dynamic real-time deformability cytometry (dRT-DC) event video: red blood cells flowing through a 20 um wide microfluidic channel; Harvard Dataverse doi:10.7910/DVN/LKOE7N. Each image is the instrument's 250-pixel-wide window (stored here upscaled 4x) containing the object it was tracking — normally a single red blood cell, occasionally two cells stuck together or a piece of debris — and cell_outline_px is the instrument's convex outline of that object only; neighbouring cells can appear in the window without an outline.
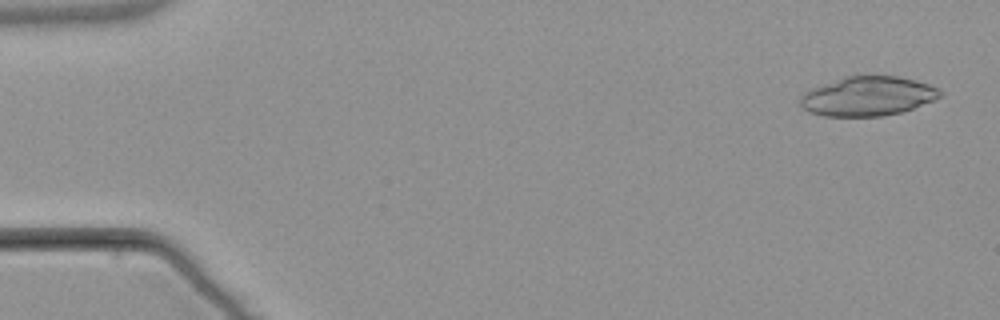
{"species": "common noctule bat (a hibernating species)", "species_latin": "Nyctalus noctula", "temperature_condition": "warm", "stored_images_in_passage": 3, "camera_frame_rate_fps": 3000, "um_per_image_px": 0.085, "animal": {"sex": "male", "body_mass_g": 21.5, "forearm_length_mm": 52.0}, "frame": {"image": 1, "passage_image": 1, "time_ms": 0.0, "image_size_px": [1000, 320], "cell_outline_px": [[944, 96], [912, 108], [900, 112], [884, 116], [824, 116], [808, 112], [800, 104], [800, 96], [804, 92], [812, 88], [844, 76], [896, 76], [916, 80], [940, 88], [944, 92]], "centroid_in_image_um": [73.78, 8.17], "position_along_channel_um": 11.2, "area_um2": 32.14}}